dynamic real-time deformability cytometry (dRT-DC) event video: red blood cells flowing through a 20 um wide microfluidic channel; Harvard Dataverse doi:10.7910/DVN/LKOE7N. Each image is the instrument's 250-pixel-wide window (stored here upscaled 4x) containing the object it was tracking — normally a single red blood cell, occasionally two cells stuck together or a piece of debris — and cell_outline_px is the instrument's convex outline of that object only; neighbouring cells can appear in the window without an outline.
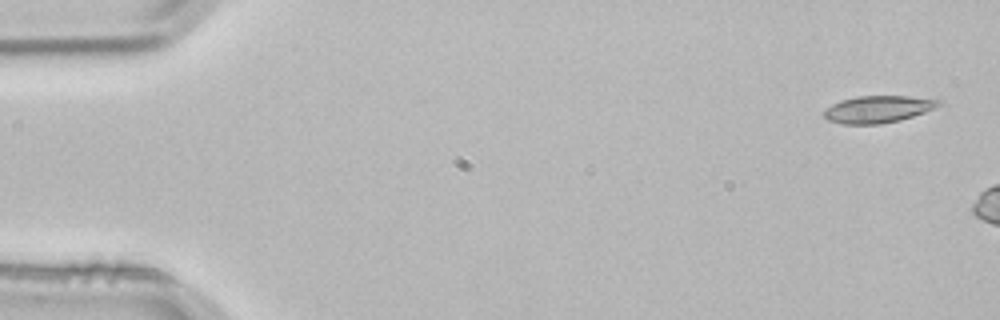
{"species": "common noctule bat (a hibernating species)", "species_latin": "Nyctalus noctula", "temperature_condition": "room temperature", "stored_images_in_passage": 2, "camera_frame_rate_fps": 3000, "um_per_image_px": 0.085, "animal": {"sex": "male", "body_mass_g": 21.5, "forearm_length_mm": 52.0}, "frame": {"image": 1, "passage_image": 1, "time_ms": 0.0, "image_size_px": [1000, 320], "cell_outline_px": [[944, 104], [924, 112], [900, 120], [880, 124], [840, 124], [828, 120], [820, 112], [824, 108], [840, 100], [856, 96], [908, 96], [940, 100]], "centroid_in_image_um": [74.57, 9.28], "position_along_channel_um": 10.4, "area_um2": 18.26}}